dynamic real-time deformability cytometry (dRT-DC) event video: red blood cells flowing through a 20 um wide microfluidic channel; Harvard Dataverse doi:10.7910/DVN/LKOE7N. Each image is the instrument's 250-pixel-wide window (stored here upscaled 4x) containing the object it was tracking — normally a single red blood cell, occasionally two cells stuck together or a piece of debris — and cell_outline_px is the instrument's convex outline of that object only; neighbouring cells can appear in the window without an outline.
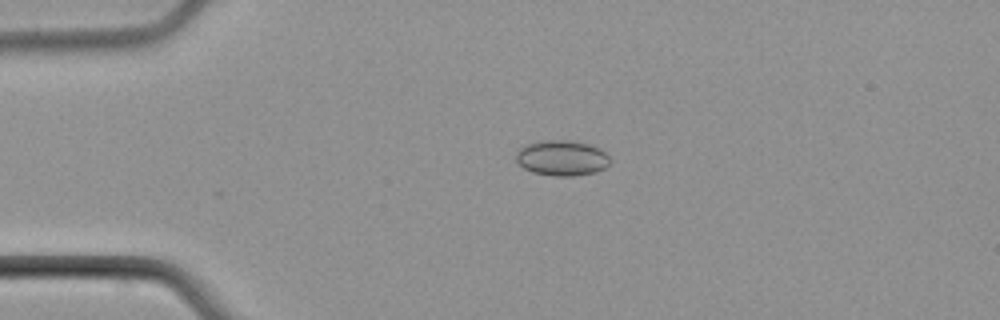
{"species": "common noctule bat (a hibernating species)", "species_latin": "Nyctalus noctula", "temperature_condition": "cold", "stored_images_in_passage": 2, "camera_frame_rate_fps": 3000, "um_per_image_px": 0.085, "animal": {"sex": "male", "body_mass_g": 21.5, "forearm_length_mm": 52.0}, "frame": {"image": 1, "passage_image": 1, "time_ms": 0.0, "image_size_px": [1000, 320], "cell_outline_px": [[608, 164], [604, 168], [596, 172], [572, 176], [552, 176], [532, 172], [524, 168], [516, 160], [516, 152], [520, 148], [528, 144], [540, 140], [568, 140], [588, 144], [600, 148], [608, 156]], "centroid_in_image_um": [47.74, 13.43], "position_along_channel_um": 37.3, "area_um2": 19.31}}